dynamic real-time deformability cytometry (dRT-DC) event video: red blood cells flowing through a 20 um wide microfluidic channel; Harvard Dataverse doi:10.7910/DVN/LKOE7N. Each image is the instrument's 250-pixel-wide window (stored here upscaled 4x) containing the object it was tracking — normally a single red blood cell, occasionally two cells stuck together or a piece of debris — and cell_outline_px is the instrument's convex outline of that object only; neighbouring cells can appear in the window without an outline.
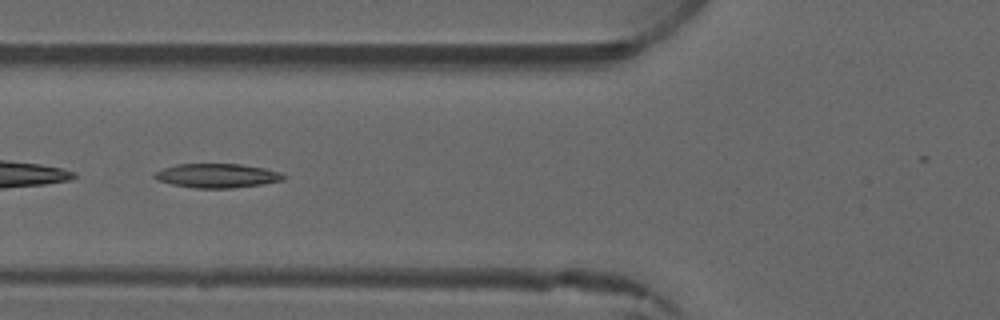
{"species": "common noctule bat (a hibernating species)", "species_latin": "Nyctalus noctula", "temperature_condition": "warm", "stored_images_in_passage": 5, "camera_frame_rate_fps": 3000, "um_per_image_px": 0.085, "animal": {"sex": "male", "forearm_length_mm": 52.5}, "frame": {"image": 1, "passage_image": 4, "time_ms": 4.333, "image_size_px": [1000, 320], "cell_outline_px": [[288, 176], [284, 180], [264, 184], [232, 188], [196, 188], [172, 184], [156, 180], [152, 176], [156, 172], [164, 168], [176, 164], [240, 164], [264, 168], [280, 172]], "centroid_in_image_um": [18.48, 14.93], "position_along_channel_um": 107.3, "area_um2": 18.21}}
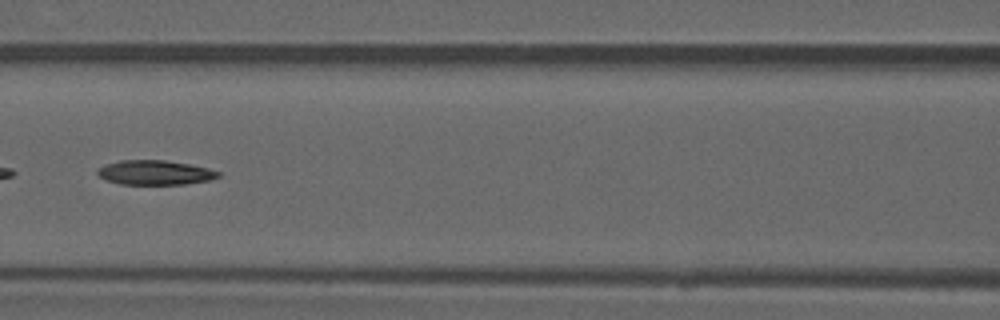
{"frame": {"image": 2, "passage_image": 5, "time_ms": 5.333, "image_size_px": [1000, 320], "cell_outline_px": [[220, 176], [208, 180], [184, 184], [120, 184], [108, 180], [100, 176], [96, 172], [104, 164], [120, 160], [164, 160], [188, 164], [208, 168], [220, 172]], "centroid_in_image_um": [13.16, 14.66], "position_along_channel_um": 153.4, "area_um2": 17.05}}